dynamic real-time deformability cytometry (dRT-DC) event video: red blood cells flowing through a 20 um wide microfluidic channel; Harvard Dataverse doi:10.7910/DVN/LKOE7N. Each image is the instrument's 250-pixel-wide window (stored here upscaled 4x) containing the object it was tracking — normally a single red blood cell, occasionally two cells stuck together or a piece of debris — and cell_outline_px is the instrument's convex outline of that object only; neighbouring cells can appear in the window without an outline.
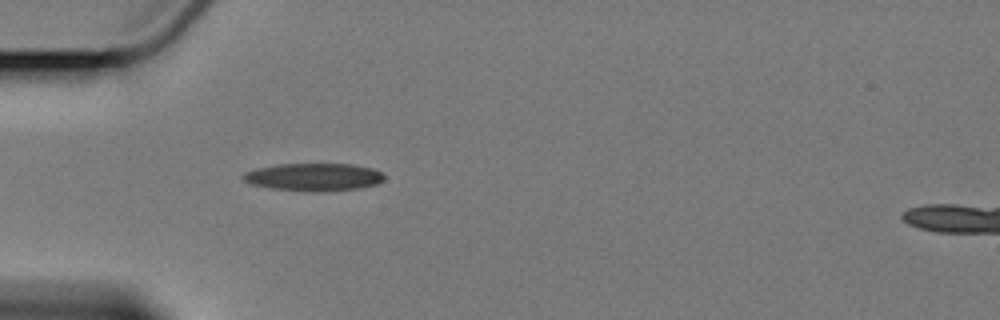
{"species": "Egyptian fruit bat (a non-hibernating species)", "species_latin": "Rousettus aegyptiacus", "temperature_condition": "cold", "stored_images_in_passage": 1, "camera_frame_rate_fps": 3000, "um_per_image_px": 0.085, "animal": {"sex": "female"}, "frame": {"image": 1, "passage_image": 1, "time_ms": 0.0, "image_size_px": [1000, 320], "cell_outline_px": [[384, 180], [376, 184], [360, 188], [320, 192], [304, 192], [272, 188], [252, 184], [244, 180], [240, 176], [244, 172], [256, 168], [280, 164], [352, 164], [372, 168], [380, 172], [384, 176]], "centroid_in_image_um": [26.65, 15.05], "position_along_channel_um": 58.3, "area_um2": 22.89}}